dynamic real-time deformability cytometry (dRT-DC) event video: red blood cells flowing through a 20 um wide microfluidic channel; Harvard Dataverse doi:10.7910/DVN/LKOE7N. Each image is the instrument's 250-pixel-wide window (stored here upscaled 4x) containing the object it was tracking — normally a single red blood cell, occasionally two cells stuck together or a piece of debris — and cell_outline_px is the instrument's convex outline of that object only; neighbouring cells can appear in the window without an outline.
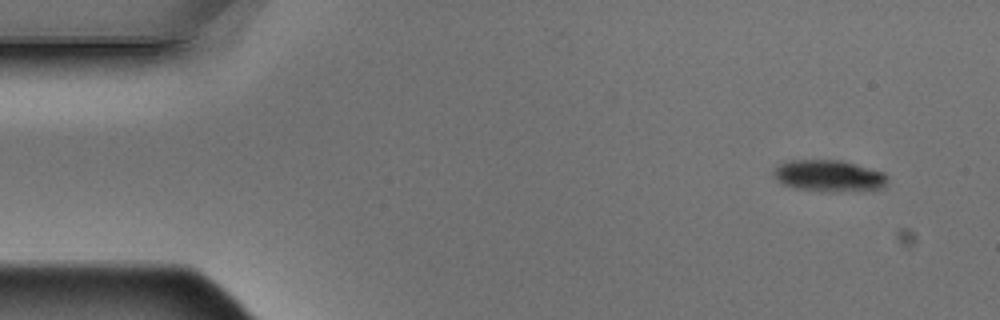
{"species": "Egyptian fruit bat (a non-hibernating species)", "species_latin": "Rousettus aegyptiacus", "temperature_condition": "warm", "stored_images_in_passage": 4, "camera_frame_rate_fps": 3000, "um_per_image_px": 0.085, "animal": {"sex": "male"}, "frame": {"image": 1, "passage_image": 1, "time_ms": 0.0, "image_size_px": [1000, 320], "cell_outline_px": [[884, 188], [796, 188], [780, 184], [776, 180], [772, 172], [780, 164], [788, 160], [840, 160], [884, 172]], "centroid_in_image_um": [70.33, 14.87], "position_along_channel_um": 14.7, "area_um2": 19.42}}
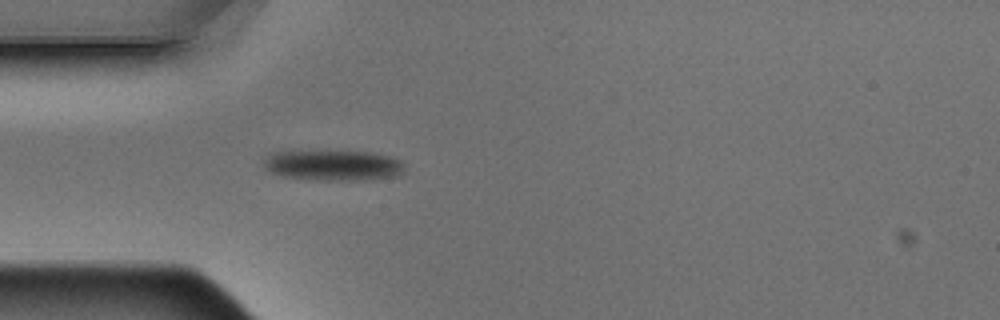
{"frame": {"image": 2, "passage_image": 4, "time_ms": 1.0, "image_size_px": [1000, 320], "cell_outline_px": [[404, 172], [400, 176], [368, 180], [320, 180], [280, 176], [264, 168], [264, 160], [268, 152], [372, 152], [388, 156], [400, 160], [404, 164]], "centroid_in_image_um": [28.36, 14.07], "position_along_channel_um": 56.6, "area_um2": 25.03}}